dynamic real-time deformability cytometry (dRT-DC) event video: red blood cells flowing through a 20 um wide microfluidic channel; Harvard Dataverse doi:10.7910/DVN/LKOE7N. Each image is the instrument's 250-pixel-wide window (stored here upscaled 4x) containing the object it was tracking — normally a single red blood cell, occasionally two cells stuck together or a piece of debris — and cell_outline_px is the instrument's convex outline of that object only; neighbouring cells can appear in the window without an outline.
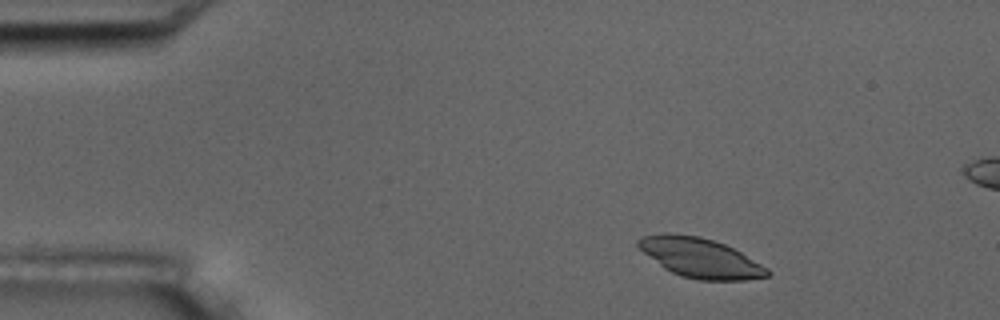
{"species": "common noctule bat (a hibernating species)", "species_latin": "Nyctalus noctula", "temperature_condition": "room temperature", "stored_images_in_passage": 10, "camera_frame_rate_fps": 3000, "um_per_image_px": 0.085, "animal": {"sex": "male", "body_mass_g": 17.5, "forearm_length_mm": 52.3}, "frame": {"image": 1, "passage_image": 2, "time_ms": 1.333, "image_size_px": [1000, 320], "cell_outline_px": [[772, 272], [768, 276], [744, 280], [696, 280], [672, 272], [664, 268], [644, 252], [636, 244], [636, 240], [640, 236], [664, 232], [668, 232], [700, 236], [724, 244], [740, 252], [768, 268]], "centroid_in_image_um": [59.5, 21.9], "position_along_channel_um": 25.5, "area_um2": 29.65}}